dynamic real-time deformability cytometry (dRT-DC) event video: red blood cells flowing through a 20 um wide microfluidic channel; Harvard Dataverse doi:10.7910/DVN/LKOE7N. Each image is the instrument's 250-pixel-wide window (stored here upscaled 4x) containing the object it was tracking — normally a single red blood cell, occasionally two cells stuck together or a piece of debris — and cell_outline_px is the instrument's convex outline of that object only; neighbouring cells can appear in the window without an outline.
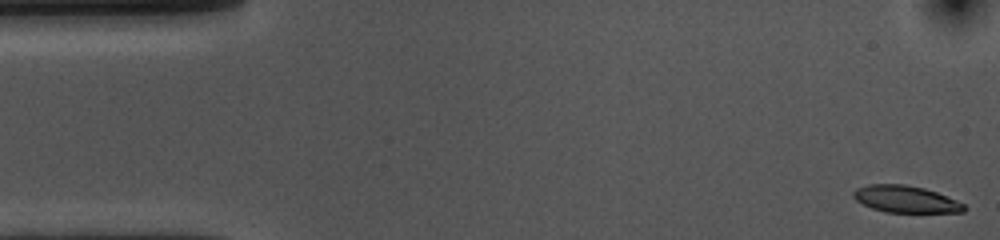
{"species": "common noctule bat (a hibernating species)", "species_latin": "Nyctalus noctula", "temperature_condition": "cold", "stored_images_in_passage": 54, "camera_frame_rate_fps": 3000, "um_per_image_px": 0.085, "animal": {"sex": "female", "body_mass_g": 10.0, "forearm_length_mm": 53.1}, "frame": {"image": 1, "passage_image": 1, "time_ms": 0.0, "image_size_px": [1000, 240], "cell_outline_px": [[968, 208], [964, 212], [884, 212], [872, 208], [856, 200], [852, 196], [852, 192], [856, 188], [868, 184], [904, 184], [924, 188], [936, 192], [956, 200], [964, 204]], "centroid_in_image_um": [76.97, 16.92], "position_along_channel_um": 8.0, "area_um2": 17.34}}
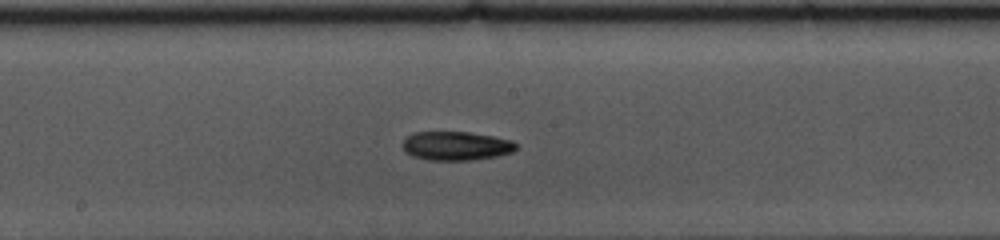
{"frame": {"image": 2, "passage_image": 27, "time_ms": 8.667, "image_size_px": [1000, 240], "cell_outline_px": [[516, 148], [512, 152], [496, 156], [468, 160], [428, 160], [412, 156], [404, 152], [400, 144], [408, 136], [416, 132], [468, 132], [492, 136], [512, 140], [516, 144]], "centroid_in_image_um": [38.72, 12.4], "position_along_channel_um": 209.5, "area_um2": 19.07}}
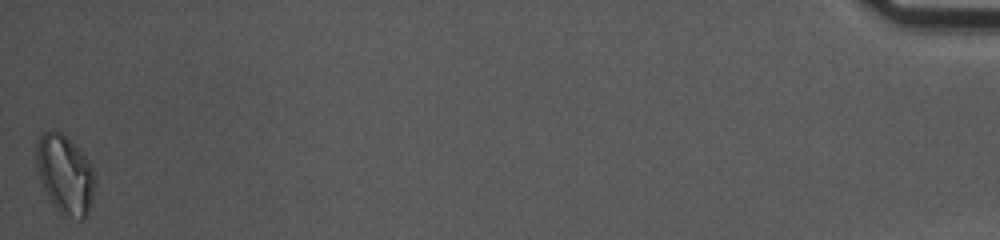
{"frame": {"image": 3, "passage_image": 54, "time_ms": 17.667, "image_size_px": [1000, 240], "cell_outline_px": [[96, 184], [92, 200], [88, 212], [84, 220], [80, 220], [64, 216], [52, 204], [40, 180], [36, 164], [36, 144], [40, 136], [44, 132], [52, 128], [60, 132], [88, 160], [96, 176]], "centroid_in_image_um": [5.53, 14.86], "position_along_channel_um": 429.7, "area_um2": 26.93}, "authors_computed_cell_mechanics": {"area_um2": 18.6116, "velocity_mm_per_s": 3.5918, "shape_relaxation_time_tau1_ms": 4.7998, "shape_relaxation_time_tau2_ms": null, "deformation_change_tau1": 0.1337, "deformation_change_tau2": null}}